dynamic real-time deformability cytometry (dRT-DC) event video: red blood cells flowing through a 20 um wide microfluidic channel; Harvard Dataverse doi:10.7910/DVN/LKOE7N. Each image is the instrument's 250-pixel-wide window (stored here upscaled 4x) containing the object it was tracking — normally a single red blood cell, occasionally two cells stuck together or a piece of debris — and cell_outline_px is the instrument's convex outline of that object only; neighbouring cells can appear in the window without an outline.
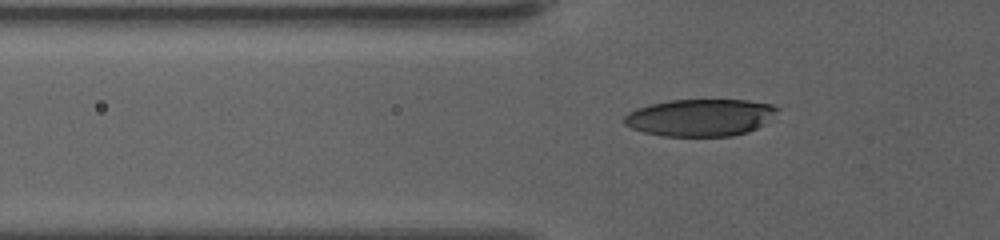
{"species": "human", "species_latin": "Homo sapiens", "temperature_condition": "warm", "stored_images_in_passage": 27, "camera_frame_rate_fps": 3000, "um_per_image_px": 0.085, "donor": {"sex": "female"}, "frame": {"image": 1, "passage_image": 1, "time_ms": 0.0, "image_size_px": [1000, 240], "cell_outline_px": [[772, 108], [752, 128], [740, 132], [716, 136], [684, 136], [636, 112], [660, 104], [684, 100], [736, 100], [764, 104]], "centroid_in_image_um": [60.11, 9.9], "position_along_channel_um": 65.7, "area_um2": 25.26}}
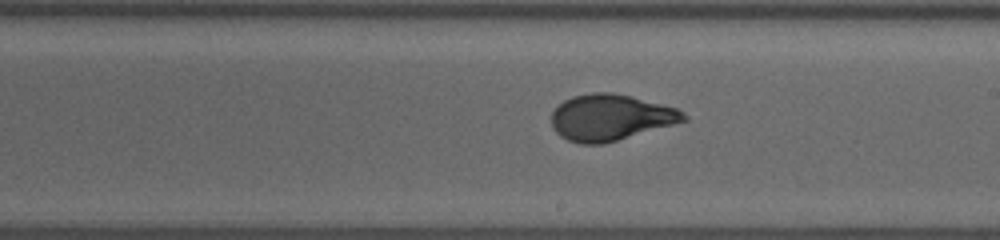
{"frame": {"image": 2, "passage_image": 16, "time_ms": 5.0, "image_size_px": [1000, 240], "cell_outline_px": [[680, 116], [676, 120], [608, 140], [576, 140], [568, 136], [556, 116], [556, 112], [564, 104], [572, 100], [584, 96], [620, 96], [668, 108], [676, 112]], "centroid_in_image_um": [51.87, 9.96], "position_along_channel_um": 237.1, "area_um2": 27.92}}
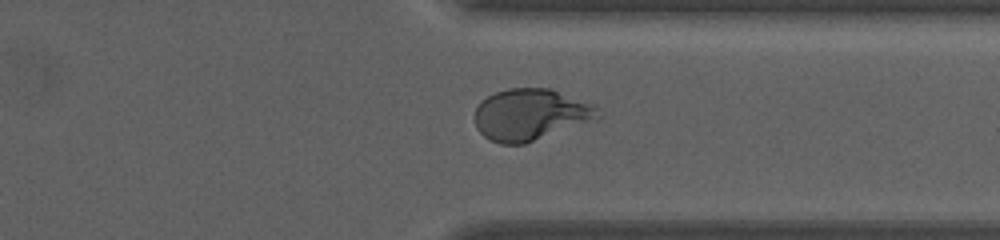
{"frame": {"image": 3, "passage_image": 27, "time_ms": 8.667, "image_size_px": [1000, 240], "cell_outline_px": [[576, 104], [536, 136], [528, 140], [496, 140], [500, 92], [528, 88], [552, 92]], "centroid_in_image_um": [44.91, 9.6], "position_along_channel_um": 366.5, "area_um2": 20.87}}